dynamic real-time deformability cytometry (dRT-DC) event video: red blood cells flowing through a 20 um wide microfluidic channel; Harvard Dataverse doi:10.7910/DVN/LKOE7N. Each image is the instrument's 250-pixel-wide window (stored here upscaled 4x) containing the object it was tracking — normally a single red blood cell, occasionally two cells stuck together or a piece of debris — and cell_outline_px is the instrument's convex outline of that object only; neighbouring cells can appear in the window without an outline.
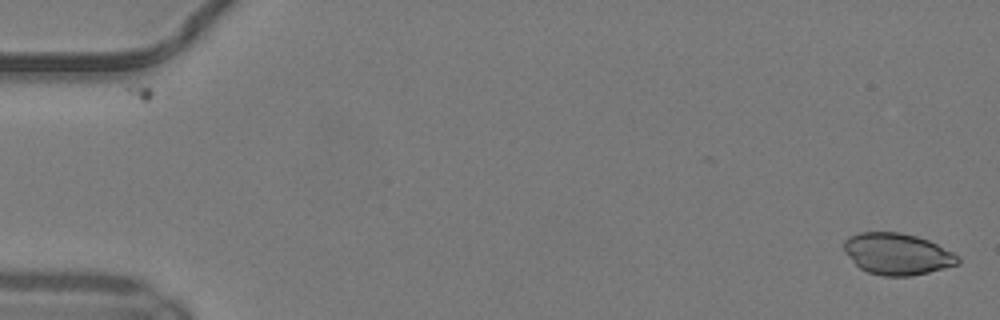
{"species": "common noctule bat (a hibernating species)", "species_latin": "Nyctalus noctula", "temperature_condition": "warm", "stored_images_in_passage": 49, "camera_frame_rate_fps": 3000, "um_per_image_px": 0.085, "animal": {"sex": "male", "body_mass_g": 19.2, "forearm_length_mm": 51.8}, "frame": {"image": 1, "passage_image": 1, "time_ms": 0.0, "image_size_px": [1000, 320], "cell_outline_px": [[960, 264], [912, 276], [884, 276], [868, 272], [860, 268], [852, 260], [844, 248], [844, 240], [848, 236], [860, 232], [900, 232], [916, 236], [928, 240], [960, 256]], "centroid_in_image_um": [76.28, 21.58], "position_along_channel_um": 8.7, "area_um2": 27.46}}
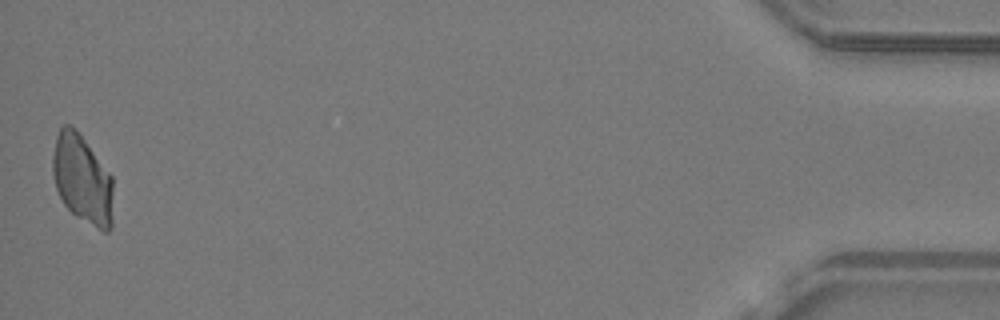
{"frame": {"image": 2, "passage_image": 49, "time_ms": 16.0, "image_size_px": [1000, 320], "cell_outline_px": [[112, 228], [108, 232], [104, 232], [76, 216], [64, 204], [56, 188], [52, 172], [52, 156], [56, 136], [60, 128], [64, 124], [68, 124], [80, 132], [112, 176]], "centroid_in_image_um": [6.99, 15.22], "position_along_channel_um": 428.2, "area_um2": 31.44}}